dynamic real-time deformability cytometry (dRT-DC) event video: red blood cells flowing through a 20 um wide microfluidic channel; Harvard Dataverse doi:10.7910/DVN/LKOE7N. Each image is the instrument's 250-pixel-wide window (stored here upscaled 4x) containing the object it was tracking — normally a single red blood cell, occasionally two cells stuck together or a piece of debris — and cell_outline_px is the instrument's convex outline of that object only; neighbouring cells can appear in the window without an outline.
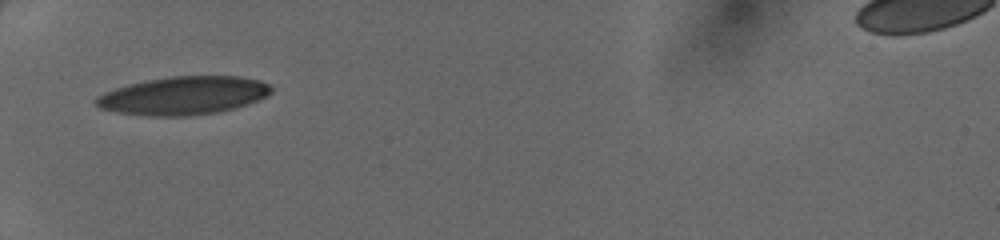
{"species": "human", "species_latin": "Homo sapiens", "temperature_condition": "cold", "stored_images_in_passage": 31, "camera_frame_rate_fps": 3000, "um_per_image_px": 0.085, "donor": {"sex": "female"}, "frame": {"image": 1, "passage_image": 1, "time_ms": 0.0, "image_size_px": [1000, 240], "cell_outline_px": [[272, 92], [256, 100], [236, 108], [216, 112], [188, 116], [152, 116], [116, 112], [100, 108], [92, 100], [96, 96], [104, 92], [128, 84], [148, 80], [172, 76], [240, 76], [260, 80], [268, 84], [272, 88]], "centroid_in_image_um": [15.56, 8.12], "position_along_channel_um": 69.4, "area_um2": 38.9}}
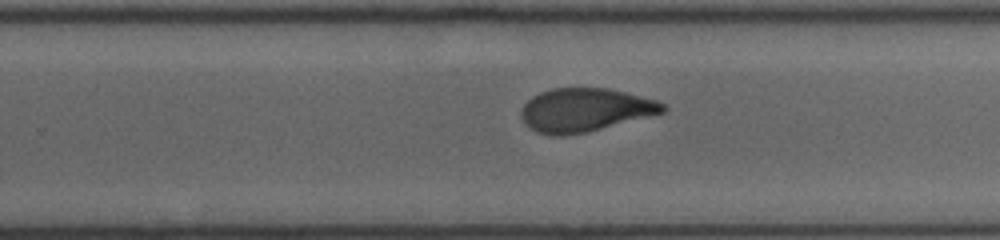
{"frame": {"image": 2, "passage_image": 16, "time_ms": 5.0, "image_size_px": [1000, 240], "cell_outline_px": [[668, 108], [664, 112], [584, 132], [560, 136], [556, 136], [536, 132], [528, 128], [524, 124], [520, 116], [520, 112], [524, 104], [532, 96], [540, 92], [552, 88], [608, 88], [656, 100], [664, 104]], "centroid_in_image_um": [49.66, 9.34], "position_along_channel_um": 280.1, "area_um2": 35.55}}
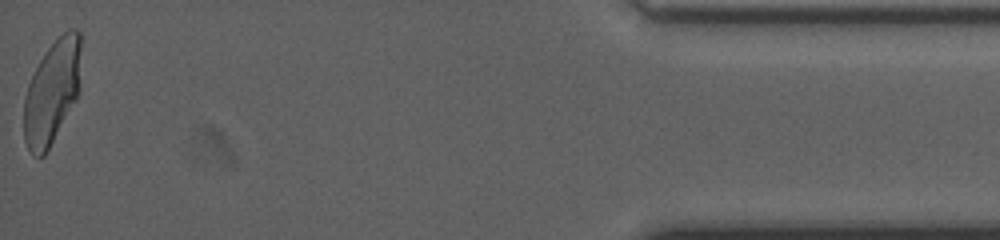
{"frame": {"image": 3, "passage_image": 31, "time_ms": 10.0, "image_size_px": [1000, 240], "cell_outline_px": [[80, 92], [76, 100], [44, 156], [36, 156], [28, 148], [24, 140], [24, 96], [28, 84], [44, 52], [68, 28], [76, 28], [80, 32]], "centroid_in_image_um": [4.44, 7.8], "position_along_channel_um": 430.8, "area_um2": 34.45}}